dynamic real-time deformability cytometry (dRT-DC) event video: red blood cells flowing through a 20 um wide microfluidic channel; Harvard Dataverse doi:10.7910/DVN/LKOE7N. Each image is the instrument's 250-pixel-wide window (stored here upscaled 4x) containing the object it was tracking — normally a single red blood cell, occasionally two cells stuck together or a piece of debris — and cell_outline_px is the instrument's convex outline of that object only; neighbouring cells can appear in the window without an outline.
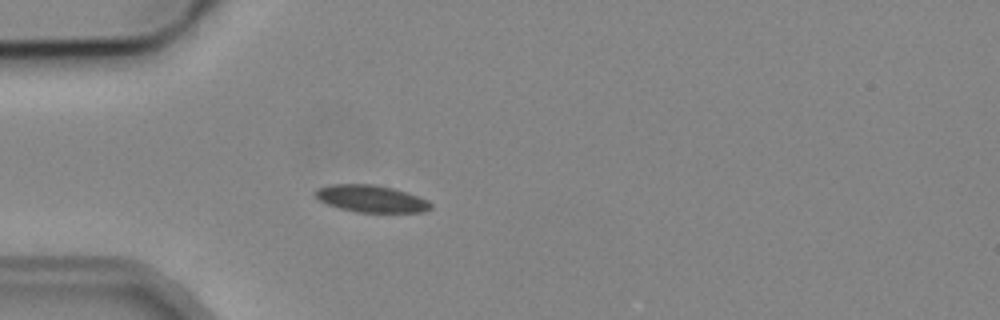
{"species": "common noctule bat (a hibernating species)", "species_latin": "Nyctalus noctula", "temperature_condition": "cold", "stored_images_in_passage": 3, "camera_frame_rate_fps": 3000, "um_per_image_px": 0.085, "animal": {"sex": "male", "body_mass_g": 19.2, "forearm_length_mm": 51.8}, "frame": {"image": 1, "passage_image": 3, "time_ms": 2.333, "image_size_px": [1000, 320], "cell_outline_px": [[432, 208], [424, 212], [356, 212], [340, 208], [328, 204], [320, 200], [316, 196], [316, 192], [320, 188], [332, 184], [372, 184], [392, 188], [428, 200], [432, 204]], "centroid_in_image_um": [31.58, 16.9], "position_along_channel_um": 53.4, "area_um2": 17.86}}